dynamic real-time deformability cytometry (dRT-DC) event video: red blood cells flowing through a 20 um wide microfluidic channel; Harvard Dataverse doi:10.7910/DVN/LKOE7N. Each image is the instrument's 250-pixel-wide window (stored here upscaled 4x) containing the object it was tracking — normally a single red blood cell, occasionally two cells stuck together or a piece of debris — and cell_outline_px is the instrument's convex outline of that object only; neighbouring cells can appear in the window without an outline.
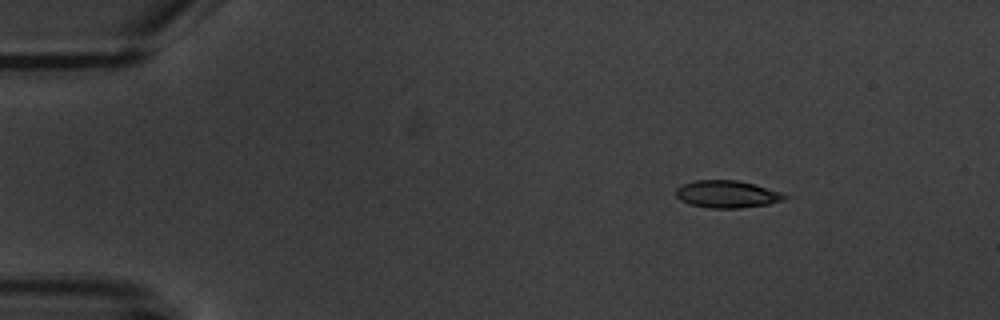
{"species": "common noctule bat (a hibernating species)", "species_latin": "Nyctalus noctula", "temperature_condition": "warm", "stored_images_in_passage": 6, "camera_frame_rate_fps": 3000, "um_per_image_px": 0.085, "animal": {"sex": "male", "body_mass_g": 20.1, "forearm_length_mm": 53.5}, "frame": {"image": 1, "passage_image": 1, "time_ms": 0.0, "image_size_px": [1000, 320], "cell_outline_px": [[788, 196], [784, 200], [768, 204], [740, 208], [708, 208], [688, 204], [680, 200], [676, 196], [676, 188], [680, 184], [696, 180], [736, 180], [752, 184], [780, 192]], "centroid_in_image_um": [61.74, 16.51], "position_along_channel_um": 23.3, "area_um2": 17.28}}
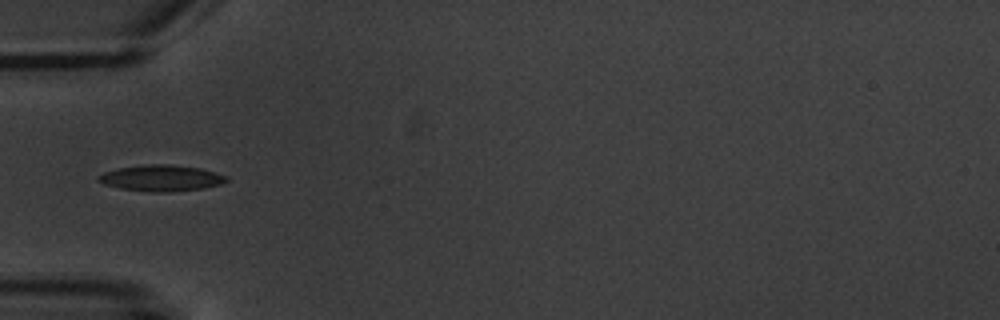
{"frame": {"image": 2, "passage_image": 4, "time_ms": 3.667, "image_size_px": [1000, 320], "cell_outline_px": [[228, 180], [220, 184], [204, 188], [172, 192], [148, 192], [120, 188], [104, 184], [96, 180], [96, 176], [104, 172], [120, 168], [152, 164], [172, 164], [200, 168], [216, 172], [228, 176]], "centroid_in_image_um": [13.72, 15.14], "position_along_channel_um": 71.3, "area_um2": 19.59}}